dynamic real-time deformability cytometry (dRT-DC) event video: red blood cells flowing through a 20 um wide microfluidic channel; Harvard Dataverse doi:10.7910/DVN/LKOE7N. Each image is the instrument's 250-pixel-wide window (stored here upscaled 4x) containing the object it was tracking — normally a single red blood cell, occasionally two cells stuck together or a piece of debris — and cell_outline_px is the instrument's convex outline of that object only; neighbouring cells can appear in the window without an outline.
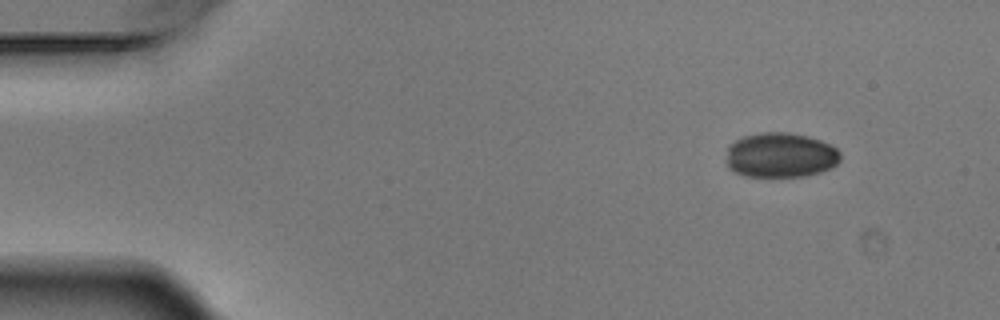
{"species": "Egyptian fruit bat (a non-hibernating species)", "species_latin": "Rousettus aegyptiacus", "temperature_condition": "warm", "stored_images_in_passage": 4, "camera_frame_rate_fps": 3000, "um_per_image_px": 0.085, "animal": {"sex": "male"}, "frame": {"image": 1, "passage_image": 1, "time_ms": 0.0, "image_size_px": [1000, 320], "cell_outline_px": [[840, 160], [832, 168], [820, 172], [804, 176], [744, 176], [728, 168], [728, 144], [744, 136], [760, 132], [788, 132], [808, 136], [820, 140], [836, 148], [840, 152]], "centroid_in_image_um": [66.36, 13.18], "position_along_channel_um": 18.6, "area_um2": 29.82}}
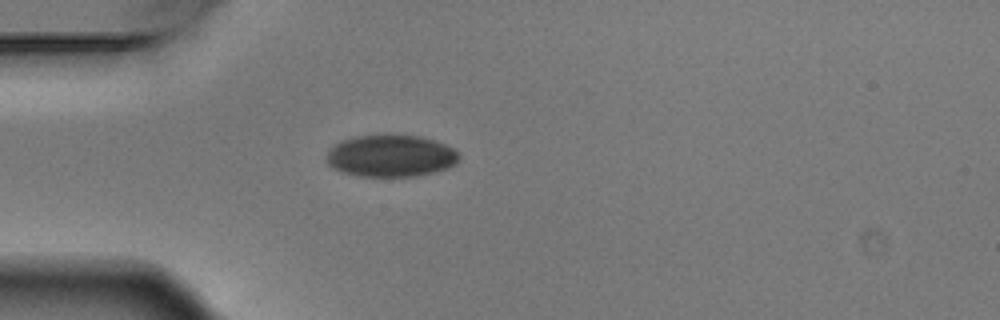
{"frame": {"image": 2, "passage_image": 3, "time_ms": 0.667, "image_size_px": [1000, 320], "cell_outline_px": [[460, 160], [456, 164], [448, 168], [416, 176], [360, 176], [336, 168], [328, 164], [328, 148], [332, 144], [340, 140], [356, 136], [392, 132], [420, 136], [436, 140], [456, 148], [460, 156]], "centroid_in_image_um": [33.28, 13.19], "position_along_channel_um": 51.7, "area_um2": 33.18}}